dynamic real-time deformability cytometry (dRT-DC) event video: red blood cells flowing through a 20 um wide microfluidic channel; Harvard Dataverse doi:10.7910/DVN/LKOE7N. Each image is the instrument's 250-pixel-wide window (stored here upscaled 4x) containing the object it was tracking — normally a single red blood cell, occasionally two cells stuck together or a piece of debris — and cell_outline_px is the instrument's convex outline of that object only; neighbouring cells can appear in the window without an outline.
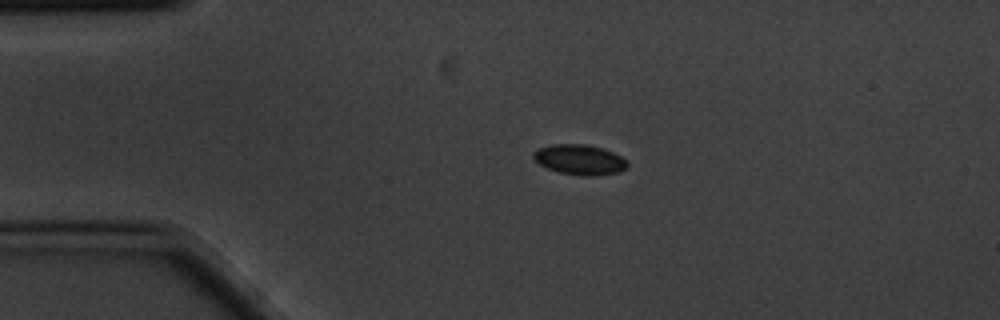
{"species": "common noctule bat (a hibernating species)", "species_latin": "Nyctalus noctula", "temperature_condition": "cold", "stored_images_in_passage": 3, "camera_frame_rate_fps": 3000, "um_per_image_px": 0.085, "animal": {"sex": "male", "body_mass_g": 20.1, "forearm_length_mm": 53.5}, "frame": {"image": 1, "passage_image": 2, "time_ms": 0.333, "image_size_px": [1000, 320], "cell_outline_px": [[628, 168], [620, 172], [596, 176], [580, 176], [560, 172], [548, 168], [540, 164], [532, 156], [532, 152], [540, 148], [552, 144], [584, 144], [600, 148], [612, 152], [628, 160]], "centroid_in_image_um": [49.3, 13.58], "position_along_channel_um": 35.7, "area_um2": 16.53}}